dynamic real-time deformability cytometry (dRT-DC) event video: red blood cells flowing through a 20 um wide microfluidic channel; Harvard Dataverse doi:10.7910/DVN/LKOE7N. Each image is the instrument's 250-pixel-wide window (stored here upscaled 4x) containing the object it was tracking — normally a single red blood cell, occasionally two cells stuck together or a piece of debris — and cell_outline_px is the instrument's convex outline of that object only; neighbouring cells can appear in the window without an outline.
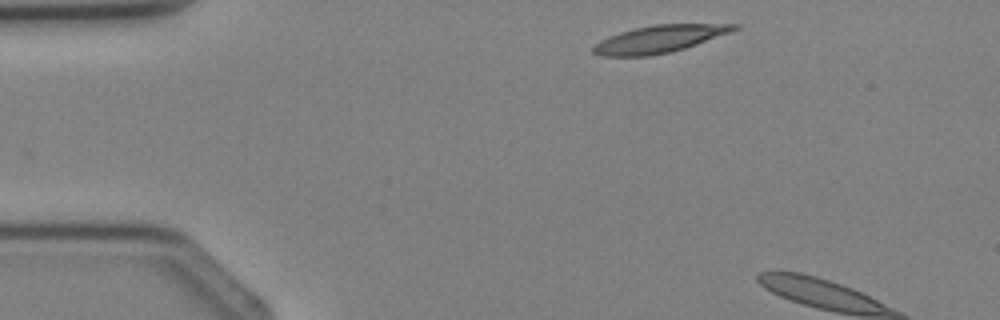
{"species": "Egyptian fruit bat (a non-hibernating species)", "species_latin": "Rousettus aegyptiacus", "temperature_condition": "cold", "stored_images_in_passage": 4, "camera_frame_rate_fps": 3000, "um_per_image_px": 0.085, "animal": {"sex": "female"}, "frame": {"image": 1, "passage_image": 4, "time_ms": 3.667, "image_size_px": [1000, 320], "cell_outline_px": [[740, 28], [732, 32], [684, 48], [668, 52], [648, 56], [600, 56], [592, 52], [592, 48], [600, 40], [608, 36], [620, 32], [652, 24], [740, 24]], "centroid_in_image_um": [56.04, 3.31], "position_along_channel_um": 29.0, "area_um2": 22.31}}